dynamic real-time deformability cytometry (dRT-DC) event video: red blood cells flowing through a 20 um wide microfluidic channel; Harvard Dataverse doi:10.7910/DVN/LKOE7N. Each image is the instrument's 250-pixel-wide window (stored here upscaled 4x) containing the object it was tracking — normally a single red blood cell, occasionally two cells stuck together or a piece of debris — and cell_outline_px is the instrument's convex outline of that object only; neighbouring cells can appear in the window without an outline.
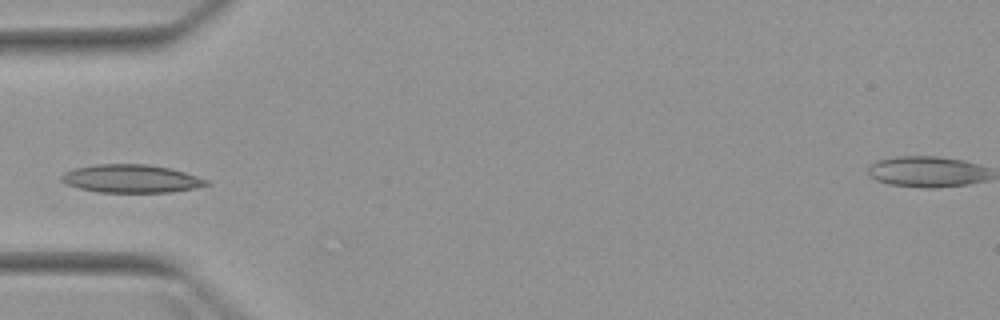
{"species": "Egyptian fruit bat (a non-hibernating species)", "species_latin": "Rousettus aegyptiacus", "temperature_condition": "warm", "stored_images_in_passage": 6, "camera_frame_rate_fps": 3000, "um_per_image_px": 0.085, "animal": {"sex": "female"}, "frame": {"image": 1, "passage_image": 6, "time_ms": 6.0, "image_size_px": [1000, 320], "cell_outline_px": [[212, 184], [196, 188], [172, 192], [100, 192], [80, 188], [64, 184], [60, 180], [60, 176], [64, 172], [72, 168], [96, 164], [148, 164], [168, 168], [184, 172], [208, 180]], "centroid_in_image_um": [11.12, 15.18], "position_along_channel_um": 73.9, "area_um2": 23.87}}